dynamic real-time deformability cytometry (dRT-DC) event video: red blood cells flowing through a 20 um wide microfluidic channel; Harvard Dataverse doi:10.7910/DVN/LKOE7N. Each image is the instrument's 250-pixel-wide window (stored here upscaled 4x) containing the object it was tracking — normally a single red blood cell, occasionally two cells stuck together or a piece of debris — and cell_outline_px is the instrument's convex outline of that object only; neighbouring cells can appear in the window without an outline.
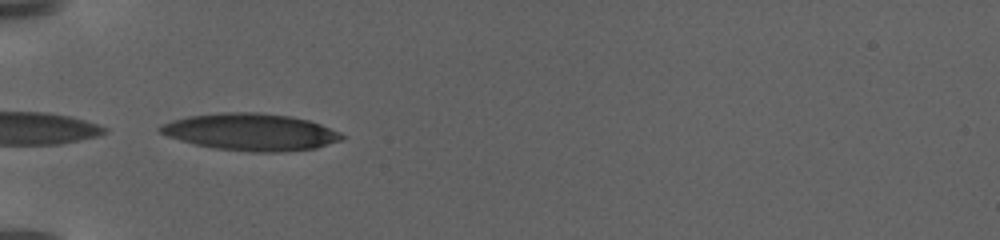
{"species": "human", "species_latin": "Homo sapiens", "temperature_condition": "warm", "stored_images_in_passage": 2, "camera_frame_rate_fps": 3000, "um_per_image_px": 0.085, "donor": {"sex": "female"}, "frame": {"image": 1, "passage_image": 1, "time_ms": 0.0, "image_size_px": [1000, 240], "cell_outline_px": [[344, 136], [340, 140], [316, 148], [280, 152], [252, 152], [216, 148], [196, 144], [180, 140], [168, 136], [160, 132], [156, 128], [160, 124], [172, 120], [188, 116], [220, 112], [256, 112], [288, 116], [308, 120], [320, 124], [340, 132]], "centroid_in_image_um": [21.28, 11.21], "position_along_channel_um": 63.7, "area_um2": 39.02}}